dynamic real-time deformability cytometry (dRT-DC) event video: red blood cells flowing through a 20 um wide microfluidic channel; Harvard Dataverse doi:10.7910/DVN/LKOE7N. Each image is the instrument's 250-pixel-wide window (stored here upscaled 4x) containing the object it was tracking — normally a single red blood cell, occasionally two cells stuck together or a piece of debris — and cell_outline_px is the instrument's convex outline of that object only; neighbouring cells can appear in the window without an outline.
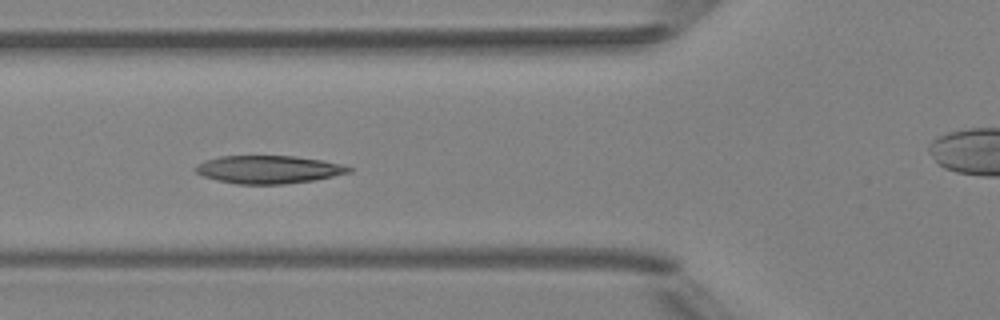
{"species": "Egyptian fruit bat (a non-hibernating species)", "species_latin": "Rousettus aegyptiacus", "temperature_condition": "room temperature", "stored_images_in_passage": 8, "camera_frame_rate_fps": 3000, "um_per_image_px": 0.085, "animal": {"sex": "female"}, "frame": {"image": 1, "passage_image": 4, "time_ms": 4.333, "image_size_px": [1000, 320], "cell_outline_px": [[352, 172], [312, 180], [284, 184], [236, 184], [216, 180], [204, 176], [196, 172], [192, 168], [196, 164], [204, 160], [220, 156], [296, 156], [320, 160], [340, 164], [352, 168]], "centroid_in_image_um": [22.76, 14.4], "position_along_channel_um": 103.0, "area_um2": 24.91}}
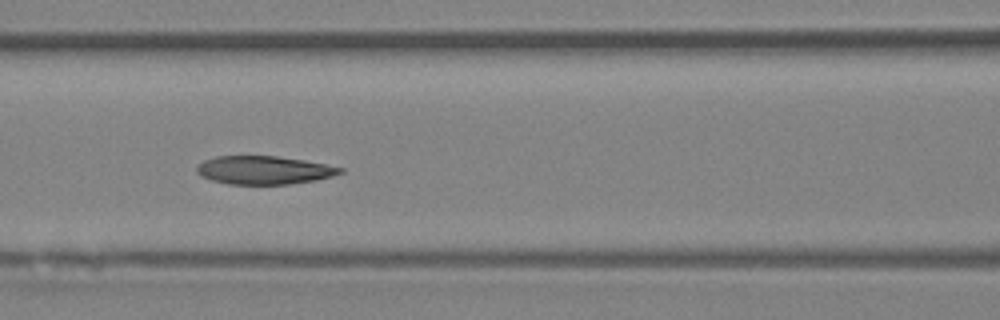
{"frame": {"image": 2, "passage_image": 5, "time_ms": 5.333, "image_size_px": [1000, 320], "cell_outline_px": [[344, 172], [332, 176], [316, 180], [288, 184], [228, 184], [212, 180], [200, 176], [196, 172], [196, 168], [204, 160], [216, 156], [276, 156], [304, 160], [344, 168]], "centroid_in_image_um": [22.43, 14.46], "position_along_channel_um": 144.2, "area_um2": 23.58}}
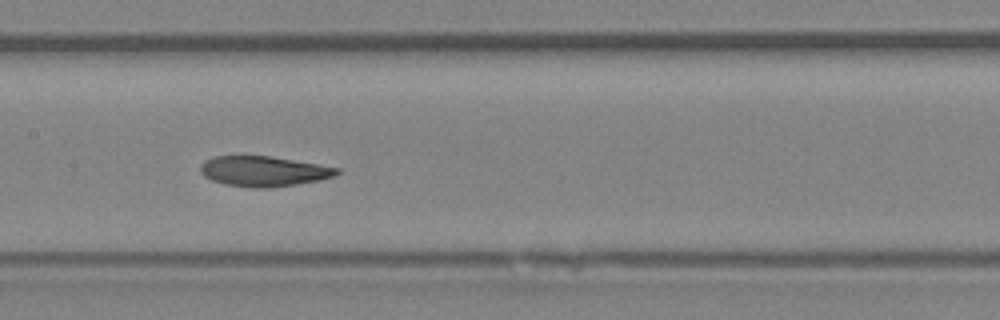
{"frame": {"image": 3, "passage_image": 6, "time_ms": 6.333, "image_size_px": [1000, 320], "cell_outline_px": [[340, 172], [336, 176], [320, 180], [296, 184], [268, 188], [252, 188], [228, 184], [212, 180], [204, 176], [200, 172], [200, 164], [204, 160], [212, 156], [268, 156], [340, 168]], "centroid_in_image_um": [22.39, 14.56], "position_along_channel_um": 185.0, "area_um2": 23.93}}